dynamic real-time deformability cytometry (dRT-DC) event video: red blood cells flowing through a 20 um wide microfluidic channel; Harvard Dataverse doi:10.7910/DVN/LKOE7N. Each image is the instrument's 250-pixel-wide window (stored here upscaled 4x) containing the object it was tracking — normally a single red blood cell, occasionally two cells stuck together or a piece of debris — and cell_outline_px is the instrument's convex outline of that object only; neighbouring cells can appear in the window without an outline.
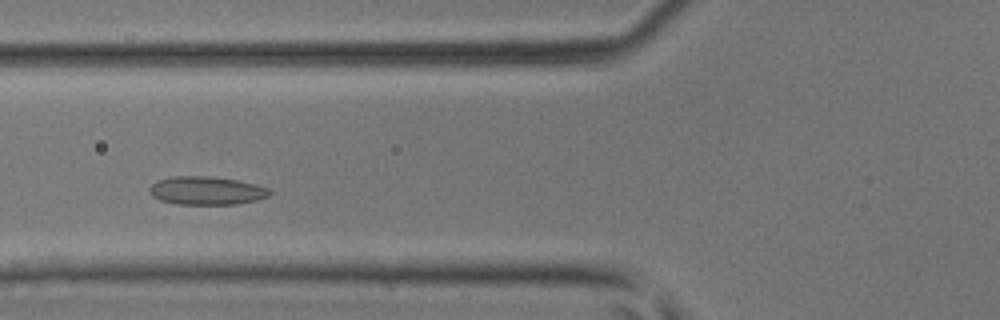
{"species": "common noctule bat (a hibernating species)", "species_latin": "Nyctalus noctula", "temperature_condition": "room temperature", "stored_images_in_passage": 29, "camera_frame_rate_fps": 3000, "um_per_image_px": 0.085, "animal": {"sex": "male", "body_mass_g": 17.9, "forearm_length_mm": 54.2}, "frame": {"image": 1, "passage_image": 8, "time_ms": 2.333, "image_size_px": [1000, 320], "cell_outline_px": [[272, 192], [268, 196], [256, 200], [236, 204], [176, 204], [160, 200], [152, 196], [148, 192], [148, 188], [156, 180], [172, 176], [208, 176], [236, 180], [256, 184], [272, 188]], "centroid_in_image_um": [17.54, 16.2], "position_along_channel_um": 108.3, "area_um2": 20.0}}
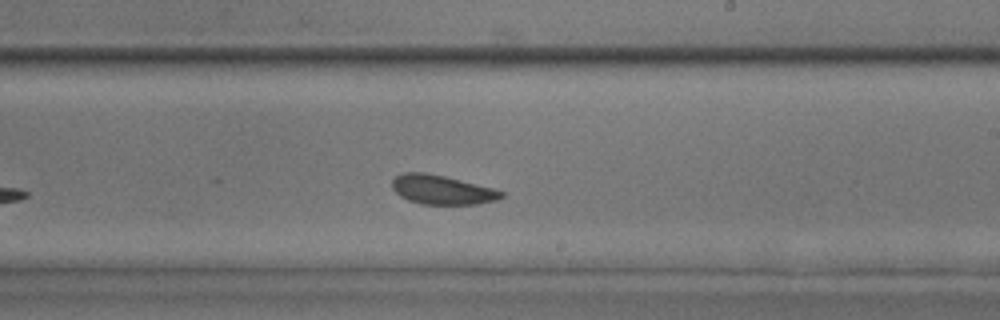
{"frame": {"image": 2, "passage_image": 18, "time_ms": 5.667, "image_size_px": [1000, 320], "cell_outline_px": [[504, 196], [496, 200], [476, 204], [420, 204], [408, 200], [400, 196], [392, 188], [392, 180], [396, 176], [404, 172], [424, 172], [444, 176], [492, 188], [504, 192]], "centroid_in_image_um": [37.53, 16.13], "position_along_channel_um": 251.5, "area_um2": 18.44}}
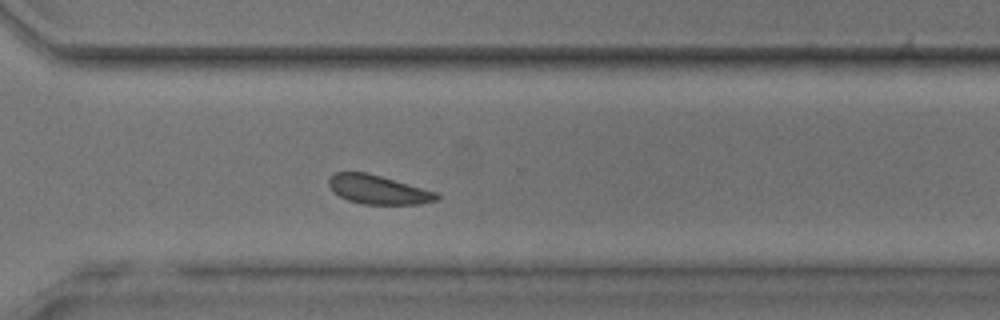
{"frame": {"image": 3, "passage_image": 24, "time_ms": 7.667, "image_size_px": [1000, 320], "cell_outline_px": [[440, 196], [436, 200], [420, 204], [364, 204], [348, 200], [332, 192], [328, 184], [328, 180], [336, 172], [364, 172], [380, 176], [440, 192]], "centroid_in_image_um": [32.17, 16.12], "position_along_channel_um": 338.4, "area_um2": 18.21}}